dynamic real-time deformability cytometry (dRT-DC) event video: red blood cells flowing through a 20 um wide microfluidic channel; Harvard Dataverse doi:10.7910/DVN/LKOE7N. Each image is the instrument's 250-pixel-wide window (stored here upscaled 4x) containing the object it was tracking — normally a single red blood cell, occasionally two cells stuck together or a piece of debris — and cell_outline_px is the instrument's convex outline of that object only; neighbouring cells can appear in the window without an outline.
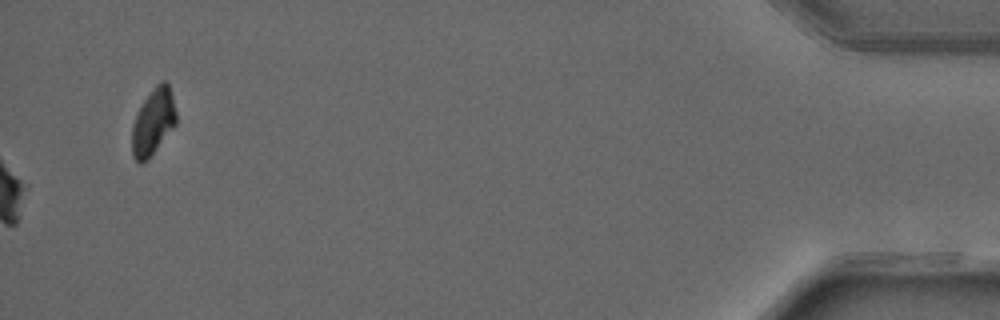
{"species": "common noctule bat (a hibernating species)", "species_latin": "Nyctalus noctula", "temperature_condition": "warm", "stored_images_in_passage": 33, "camera_frame_rate_fps": 3000, "um_per_image_px": 0.085, "animal": {"sex": "male", "forearm_length_mm": 52.5}, "frame": {"image": 1, "passage_image": 33, "time_ms": 10.667, "image_size_px": [1000, 320], "cell_outline_px": [[176, 124], [148, 160], [140, 164], [132, 156], [132, 124], [144, 100], [156, 84], [160, 80], [164, 80], [168, 84], [172, 96], [176, 112]], "centroid_in_image_um": [13.02, 10.38], "position_along_channel_um": 422.2, "area_um2": 16.99}, "authors_computed_cell_mechanics": {"area_um2": 20.0566, "velocity_mm_per_s": 4.115, "shape_relaxation_time_tau1_ms": 2.5348, "shape_relaxation_time_tau2_ms": 6.6917, "deformation_change_tau1": 0.1115, "deformation_change_tau2": 0.1316}}